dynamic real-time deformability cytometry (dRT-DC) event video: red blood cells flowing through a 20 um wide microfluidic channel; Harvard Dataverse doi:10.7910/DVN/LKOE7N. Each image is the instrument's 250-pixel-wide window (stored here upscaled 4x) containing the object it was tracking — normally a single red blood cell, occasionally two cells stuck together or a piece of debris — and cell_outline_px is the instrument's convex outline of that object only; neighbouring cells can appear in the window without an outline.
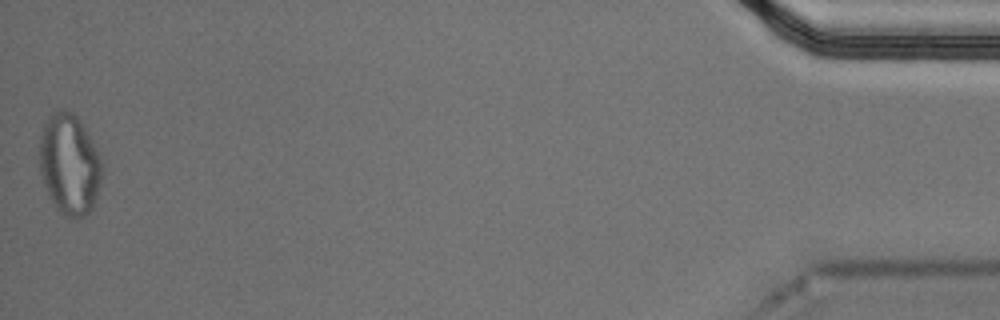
{"species": "Egyptian fruit bat (a non-hibernating species)", "species_latin": "Rousettus aegyptiacus", "temperature_condition": "cold", "stored_images_in_passage": 55, "segment_of_instrument_passage": [2, 2], "camera_frame_rate_fps": 3000, "um_per_image_px": 0.085, "animal": {"sex": "male"}, "frame": {"image": 1, "passage_image": 55, "time_ms": 18.0, "image_size_px": [1000, 320], "cell_outline_px": [[104, 168], [100, 184], [92, 208], [84, 216], [64, 216], [56, 208], [44, 184], [40, 172], [40, 136], [44, 124], [48, 116], [56, 108], [64, 108], [72, 112], [76, 116], [84, 128], [96, 148], [100, 156]], "centroid_in_image_um": [5.9, 13.92], "position_along_channel_um": 429.3, "area_um2": 36.59}}